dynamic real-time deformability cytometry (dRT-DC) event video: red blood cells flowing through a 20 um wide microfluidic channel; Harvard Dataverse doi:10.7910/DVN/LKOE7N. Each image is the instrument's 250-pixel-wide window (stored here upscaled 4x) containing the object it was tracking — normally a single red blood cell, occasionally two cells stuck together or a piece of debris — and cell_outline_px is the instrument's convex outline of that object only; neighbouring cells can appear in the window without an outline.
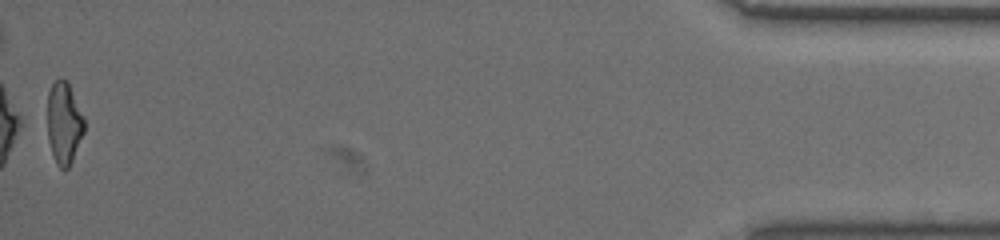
{"species": "common noctule bat (a hibernating species)", "species_latin": "Nyctalus noctula", "temperature_condition": "warm", "stored_images_in_passage": 33, "camera_frame_rate_fps": 3000, "um_per_image_px": 0.085, "animal": {"sex": "female", "body_mass_g": 19.5, "forearm_length_mm": 54.1}, "frame": {"image": 1, "passage_image": 33, "time_ms": 10.667, "image_size_px": [1000, 240], "cell_outline_px": [[84, 132], [72, 160], [68, 168], [60, 168], [56, 164], [48, 140], [48, 92], [52, 84], [60, 76], [68, 80], [84, 116]], "centroid_in_image_um": [5.45, 10.4], "position_along_channel_um": 429.8, "area_um2": 17.69}, "authors_computed_cell_mechanics": {"area_um2": 18.4382, "velocity_mm_per_s": 3.5636, "shape_relaxation_time_tau1_ms": null, "shape_relaxation_time_tau2_ms": 1.0606, "deformation_change_tau1": null, "deformation_change_tau2": 0.0737}}